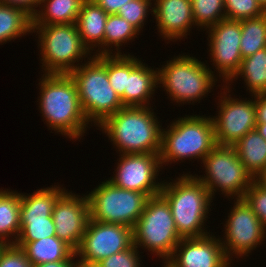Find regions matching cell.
I'll list each match as a JSON object with an SVG mask.
<instances>
[{"label":"cell","mask_w":266,"mask_h":267,"mask_svg":"<svg viewBox=\"0 0 266 267\" xmlns=\"http://www.w3.org/2000/svg\"><path fill=\"white\" fill-rule=\"evenodd\" d=\"M40 80L38 107L47 127L70 139H81L90 123L82 110L74 80L69 74H43Z\"/></svg>","instance_id":"6da1fadb"},{"label":"cell","mask_w":266,"mask_h":267,"mask_svg":"<svg viewBox=\"0 0 266 267\" xmlns=\"http://www.w3.org/2000/svg\"><path fill=\"white\" fill-rule=\"evenodd\" d=\"M149 107H123L98 129L108 136L119 154L160 153L162 125Z\"/></svg>","instance_id":"7a4b0ae2"},{"label":"cell","mask_w":266,"mask_h":267,"mask_svg":"<svg viewBox=\"0 0 266 267\" xmlns=\"http://www.w3.org/2000/svg\"><path fill=\"white\" fill-rule=\"evenodd\" d=\"M164 181L160 195L169 204L178 234L182 238L210 234L204 223L209 218L213 199L204 184L189 173L179 175L175 182Z\"/></svg>","instance_id":"3957f363"},{"label":"cell","mask_w":266,"mask_h":267,"mask_svg":"<svg viewBox=\"0 0 266 267\" xmlns=\"http://www.w3.org/2000/svg\"><path fill=\"white\" fill-rule=\"evenodd\" d=\"M69 75L77 86L82 110L89 123L99 126L106 118L124 107L107 76V55L84 60Z\"/></svg>","instance_id":"277c9868"},{"label":"cell","mask_w":266,"mask_h":267,"mask_svg":"<svg viewBox=\"0 0 266 267\" xmlns=\"http://www.w3.org/2000/svg\"><path fill=\"white\" fill-rule=\"evenodd\" d=\"M162 128L160 163L168 166L172 162L200 159L216 146L214 126L210 116L185 115Z\"/></svg>","instance_id":"5b68a950"},{"label":"cell","mask_w":266,"mask_h":267,"mask_svg":"<svg viewBox=\"0 0 266 267\" xmlns=\"http://www.w3.org/2000/svg\"><path fill=\"white\" fill-rule=\"evenodd\" d=\"M158 69V84L168 97L178 103H191L205 98L215 87L217 75L206 63L190 55H178ZM209 92V93H208Z\"/></svg>","instance_id":"8992f818"},{"label":"cell","mask_w":266,"mask_h":267,"mask_svg":"<svg viewBox=\"0 0 266 267\" xmlns=\"http://www.w3.org/2000/svg\"><path fill=\"white\" fill-rule=\"evenodd\" d=\"M33 32L38 34L44 74H69L81 65L80 60L93 56L82 43L76 24L32 26Z\"/></svg>","instance_id":"52a82bcc"},{"label":"cell","mask_w":266,"mask_h":267,"mask_svg":"<svg viewBox=\"0 0 266 267\" xmlns=\"http://www.w3.org/2000/svg\"><path fill=\"white\" fill-rule=\"evenodd\" d=\"M181 239L167 201L160 194L149 197L133 227V244L162 258L165 263Z\"/></svg>","instance_id":"ba28073f"},{"label":"cell","mask_w":266,"mask_h":267,"mask_svg":"<svg viewBox=\"0 0 266 267\" xmlns=\"http://www.w3.org/2000/svg\"><path fill=\"white\" fill-rule=\"evenodd\" d=\"M201 164L205 167L206 176L195 174V177L209 190L212 199L217 190L227 198H243L254 182L233 146L216 145Z\"/></svg>","instance_id":"9c48e42d"},{"label":"cell","mask_w":266,"mask_h":267,"mask_svg":"<svg viewBox=\"0 0 266 267\" xmlns=\"http://www.w3.org/2000/svg\"><path fill=\"white\" fill-rule=\"evenodd\" d=\"M90 219L122 224L133 229L148 197L141 192L118 188L106 180L87 194Z\"/></svg>","instance_id":"30bf717a"},{"label":"cell","mask_w":266,"mask_h":267,"mask_svg":"<svg viewBox=\"0 0 266 267\" xmlns=\"http://www.w3.org/2000/svg\"><path fill=\"white\" fill-rule=\"evenodd\" d=\"M65 191L64 187L52 185L31 194L20 193V235L16 243L56 236L52 212L56 201Z\"/></svg>","instance_id":"8fae6325"},{"label":"cell","mask_w":266,"mask_h":267,"mask_svg":"<svg viewBox=\"0 0 266 267\" xmlns=\"http://www.w3.org/2000/svg\"><path fill=\"white\" fill-rule=\"evenodd\" d=\"M132 245V228L90 219L75 254L80 266L93 267L102 259L125 251Z\"/></svg>","instance_id":"7c38bea8"},{"label":"cell","mask_w":266,"mask_h":267,"mask_svg":"<svg viewBox=\"0 0 266 267\" xmlns=\"http://www.w3.org/2000/svg\"><path fill=\"white\" fill-rule=\"evenodd\" d=\"M229 211L223 230V235H226L220 240L226 256L232 261V256L247 257L258 245H262L266 231L244 198H236L234 206Z\"/></svg>","instance_id":"4fadbf2b"},{"label":"cell","mask_w":266,"mask_h":267,"mask_svg":"<svg viewBox=\"0 0 266 267\" xmlns=\"http://www.w3.org/2000/svg\"><path fill=\"white\" fill-rule=\"evenodd\" d=\"M223 87L221 89L224 91L220 93L221 99H218L217 104L218 115L211 116L215 142L220 146H234L248 132L255 129L257 124L255 96L249 100L235 99V96L232 98L229 94L230 86L223 85Z\"/></svg>","instance_id":"5bb4252c"},{"label":"cell","mask_w":266,"mask_h":267,"mask_svg":"<svg viewBox=\"0 0 266 267\" xmlns=\"http://www.w3.org/2000/svg\"><path fill=\"white\" fill-rule=\"evenodd\" d=\"M159 154H120L116 172L108 181L118 188L144 193L148 198L159 195L163 184L156 180L162 169Z\"/></svg>","instance_id":"9a60e30c"},{"label":"cell","mask_w":266,"mask_h":267,"mask_svg":"<svg viewBox=\"0 0 266 267\" xmlns=\"http://www.w3.org/2000/svg\"><path fill=\"white\" fill-rule=\"evenodd\" d=\"M210 62L223 80V85L234 77L242 63L240 51L241 23L236 20L224 19L206 30ZM209 31V32H208ZM213 60V61H212ZM222 75V76H221Z\"/></svg>","instance_id":"2e32d148"},{"label":"cell","mask_w":266,"mask_h":267,"mask_svg":"<svg viewBox=\"0 0 266 267\" xmlns=\"http://www.w3.org/2000/svg\"><path fill=\"white\" fill-rule=\"evenodd\" d=\"M52 219L55 235L76 251L90 220L87 193L80 196L66 190L54 205Z\"/></svg>","instance_id":"e0dca14e"},{"label":"cell","mask_w":266,"mask_h":267,"mask_svg":"<svg viewBox=\"0 0 266 267\" xmlns=\"http://www.w3.org/2000/svg\"><path fill=\"white\" fill-rule=\"evenodd\" d=\"M217 237L208 234L182 238L165 264L169 267H231L233 261L226 256L219 235Z\"/></svg>","instance_id":"ac0fdd59"},{"label":"cell","mask_w":266,"mask_h":267,"mask_svg":"<svg viewBox=\"0 0 266 267\" xmlns=\"http://www.w3.org/2000/svg\"><path fill=\"white\" fill-rule=\"evenodd\" d=\"M153 12L158 33L165 40L187 37L195 26L191 0H153Z\"/></svg>","instance_id":"d6986e66"},{"label":"cell","mask_w":266,"mask_h":267,"mask_svg":"<svg viewBox=\"0 0 266 267\" xmlns=\"http://www.w3.org/2000/svg\"><path fill=\"white\" fill-rule=\"evenodd\" d=\"M158 87H161L158 85V70L130 55V74L127 76L124 91V107H149L155 88Z\"/></svg>","instance_id":"ffe728a7"},{"label":"cell","mask_w":266,"mask_h":267,"mask_svg":"<svg viewBox=\"0 0 266 267\" xmlns=\"http://www.w3.org/2000/svg\"><path fill=\"white\" fill-rule=\"evenodd\" d=\"M108 15L93 0H85L77 17L76 26L82 43L93 56L104 55L105 24ZM101 48V49H100Z\"/></svg>","instance_id":"44dd1931"},{"label":"cell","mask_w":266,"mask_h":267,"mask_svg":"<svg viewBox=\"0 0 266 267\" xmlns=\"http://www.w3.org/2000/svg\"><path fill=\"white\" fill-rule=\"evenodd\" d=\"M15 244L23 249L32 265L77 259L75 251L57 236Z\"/></svg>","instance_id":"7402d4cb"},{"label":"cell","mask_w":266,"mask_h":267,"mask_svg":"<svg viewBox=\"0 0 266 267\" xmlns=\"http://www.w3.org/2000/svg\"><path fill=\"white\" fill-rule=\"evenodd\" d=\"M85 0H41L32 26L75 24L81 5Z\"/></svg>","instance_id":"603a6c76"},{"label":"cell","mask_w":266,"mask_h":267,"mask_svg":"<svg viewBox=\"0 0 266 267\" xmlns=\"http://www.w3.org/2000/svg\"><path fill=\"white\" fill-rule=\"evenodd\" d=\"M233 147L253 178L266 170V139L256 129L248 132Z\"/></svg>","instance_id":"cb8c5ba5"},{"label":"cell","mask_w":266,"mask_h":267,"mask_svg":"<svg viewBox=\"0 0 266 267\" xmlns=\"http://www.w3.org/2000/svg\"><path fill=\"white\" fill-rule=\"evenodd\" d=\"M19 235L20 193L0 189V240L6 244H15Z\"/></svg>","instance_id":"d4e9b609"},{"label":"cell","mask_w":266,"mask_h":267,"mask_svg":"<svg viewBox=\"0 0 266 267\" xmlns=\"http://www.w3.org/2000/svg\"><path fill=\"white\" fill-rule=\"evenodd\" d=\"M242 77L245 87L251 96L266 94V48L257 51L255 54L242 59L239 70L227 83L230 86L233 79Z\"/></svg>","instance_id":"484cf974"},{"label":"cell","mask_w":266,"mask_h":267,"mask_svg":"<svg viewBox=\"0 0 266 267\" xmlns=\"http://www.w3.org/2000/svg\"><path fill=\"white\" fill-rule=\"evenodd\" d=\"M32 33V18L22 9L0 3V44Z\"/></svg>","instance_id":"4316f807"},{"label":"cell","mask_w":266,"mask_h":267,"mask_svg":"<svg viewBox=\"0 0 266 267\" xmlns=\"http://www.w3.org/2000/svg\"><path fill=\"white\" fill-rule=\"evenodd\" d=\"M136 35L139 32L127 20L117 14H109L105 24L104 55H122L120 46L128 41L132 42L131 40L137 38ZM113 50L117 52L113 53Z\"/></svg>","instance_id":"83f0119b"},{"label":"cell","mask_w":266,"mask_h":267,"mask_svg":"<svg viewBox=\"0 0 266 267\" xmlns=\"http://www.w3.org/2000/svg\"><path fill=\"white\" fill-rule=\"evenodd\" d=\"M240 23V51L243 59L266 48V13L256 18L240 20Z\"/></svg>","instance_id":"f1b7e54d"},{"label":"cell","mask_w":266,"mask_h":267,"mask_svg":"<svg viewBox=\"0 0 266 267\" xmlns=\"http://www.w3.org/2000/svg\"><path fill=\"white\" fill-rule=\"evenodd\" d=\"M191 3L195 26L201 30L226 19L224 0H191Z\"/></svg>","instance_id":"f546056e"},{"label":"cell","mask_w":266,"mask_h":267,"mask_svg":"<svg viewBox=\"0 0 266 267\" xmlns=\"http://www.w3.org/2000/svg\"><path fill=\"white\" fill-rule=\"evenodd\" d=\"M130 74V54L107 55V76L111 87L124 105V91Z\"/></svg>","instance_id":"4dcf8cb0"},{"label":"cell","mask_w":266,"mask_h":267,"mask_svg":"<svg viewBox=\"0 0 266 267\" xmlns=\"http://www.w3.org/2000/svg\"><path fill=\"white\" fill-rule=\"evenodd\" d=\"M225 17L229 20L256 18L266 13L257 0H224Z\"/></svg>","instance_id":"1f68e13d"},{"label":"cell","mask_w":266,"mask_h":267,"mask_svg":"<svg viewBox=\"0 0 266 267\" xmlns=\"http://www.w3.org/2000/svg\"><path fill=\"white\" fill-rule=\"evenodd\" d=\"M151 1L152 0H132L124 4L118 11L117 15L127 20L139 33H141L148 13L153 12V8H151L153 2Z\"/></svg>","instance_id":"d6a6232c"},{"label":"cell","mask_w":266,"mask_h":267,"mask_svg":"<svg viewBox=\"0 0 266 267\" xmlns=\"http://www.w3.org/2000/svg\"><path fill=\"white\" fill-rule=\"evenodd\" d=\"M140 255L133 244L129 249L102 259L93 267H141Z\"/></svg>","instance_id":"836d02e7"},{"label":"cell","mask_w":266,"mask_h":267,"mask_svg":"<svg viewBox=\"0 0 266 267\" xmlns=\"http://www.w3.org/2000/svg\"><path fill=\"white\" fill-rule=\"evenodd\" d=\"M266 231V191L253 182L243 197Z\"/></svg>","instance_id":"e575fe53"},{"label":"cell","mask_w":266,"mask_h":267,"mask_svg":"<svg viewBox=\"0 0 266 267\" xmlns=\"http://www.w3.org/2000/svg\"><path fill=\"white\" fill-rule=\"evenodd\" d=\"M0 267H33L23 249L16 244H6L0 252Z\"/></svg>","instance_id":"d590c367"},{"label":"cell","mask_w":266,"mask_h":267,"mask_svg":"<svg viewBox=\"0 0 266 267\" xmlns=\"http://www.w3.org/2000/svg\"><path fill=\"white\" fill-rule=\"evenodd\" d=\"M1 4L22 9L31 18L37 13L41 0H1Z\"/></svg>","instance_id":"8d00e7d4"},{"label":"cell","mask_w":266,"mask_h":267,"mask_svg":"<svg viewBox=\"0 0 266 267\" xmlns=\"http://www.w3.org/2000/svg\"><path fill=\"white\" fill-rule=\"evenodd\" d=\"M107 14H117L120 8L132 0H93Z\"/></svg>","instance_id":"74e56055"},{"label":"cell","mask_w":266,"mask_h":267,"mask_svg":"<svg viewBox=\"0 0 266 267\" xmlns=\"http://www.w3.org/2000/svg\"><path fill=\"white\" fill-rule=\"evenodd\" d=\"M256 123H266V94L255 95Z\"/></svg>","instance_id":"f35d334b"},{"label":"cell","mask_w":266,"mask_h":267,"mask_svg":"<svg viewBox=\"0 0 266 267\" xmlns=\"http://www.w3.org/2000/svg\"><path fill=\"white\" fill-rule=\"evenodd\" d=\"M62 260L57 262H47L42 264L33 265V267H78L77 260Z\"/></svg>","instance_id":"ab89813d"},{"label":"cell","mask_w":266,"mask_h":267,"mask_svg":"<svg viewBox=\"0 0 266 267\" xmlns=\"http://www.w3.org/2000/svg\"><path fill=\"white\" fill-rule=\"evenodd\" d=\"M254 182L266 191V170L261 172L254 178Z\"/></svg>","instance_id":"60d3db41"},{"label":"cell","mask_w":266,"mask_h":267,"mask_svg":"<svg viewBox=\"0 0 266 267\" xmlns=\"http://www.w3.org/2000/svg\"><path fill=\"white\" fill-rule=\"evenodd\" d=\"M255 129L262 137L266 139V123H257Z\"/></svg>","instance_id":"b9f144b4"},{"label":"cell","mask_w":266,"mask_h":267,"mask_svg":"<svg viewBox=\"0 0 266 267\" xmlns=\"http://www.w3.org/2000/svg\"><path fill=\"white\" fill-rule=\"evenodd\" d=\"M262 6L263 8L266 10V0H257Z\"/></svg>","instance_id":"7bdbcfd3"},{"label":"cell","mask_w":266,"mask_h":267,"mask_svg":"<svg viewBox=\"0 0 266 267\" xmlns=\"http://www.w3.org/2000/svg\"><path fill=\"white\" fill-rule=\"evenodd\" d=\"M5 245H6V243H4L3 241L0 240V252L2 251V249L4 248Z\"/></svg>","instance_id":"ee69618b"}]
</instances>
